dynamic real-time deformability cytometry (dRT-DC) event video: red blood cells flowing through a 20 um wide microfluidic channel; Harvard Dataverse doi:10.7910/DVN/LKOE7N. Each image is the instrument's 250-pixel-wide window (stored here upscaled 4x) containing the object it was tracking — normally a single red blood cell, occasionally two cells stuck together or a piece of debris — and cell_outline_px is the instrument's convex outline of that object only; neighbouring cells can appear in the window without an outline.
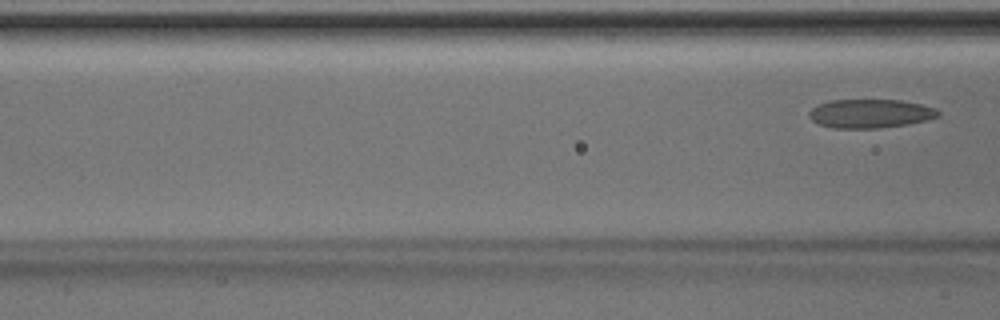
{"species": "Egyptian fruit bat (a non-hibernating species)", "species_latin": "Rousettus aegyptiacus", "temperature_condition": "room temperature", "stored_images_in_passage": 5, "camera_frame_rate_fps": 3000, "um_per_image_px": 0.085, "animal": {"sex": "male"}, "frame": {"image": 1, "passage_image": 5, "time_ms": 1.333, "image_size_px": [1000, 320], "cell_outline_px": [[940, 116], [908, 124], [880, 128], [836, 128], [820, 124], [812, 120], [808, 116], [808, 112], [812, 108], [820, 104], [832, 100], [900, 100], [920, 104], [936, 108], [940, 112]], "centroid_in_image_um": [73.98, 9.65], "position_along_channel_um": 92.6, "area_um2": 21.5}}